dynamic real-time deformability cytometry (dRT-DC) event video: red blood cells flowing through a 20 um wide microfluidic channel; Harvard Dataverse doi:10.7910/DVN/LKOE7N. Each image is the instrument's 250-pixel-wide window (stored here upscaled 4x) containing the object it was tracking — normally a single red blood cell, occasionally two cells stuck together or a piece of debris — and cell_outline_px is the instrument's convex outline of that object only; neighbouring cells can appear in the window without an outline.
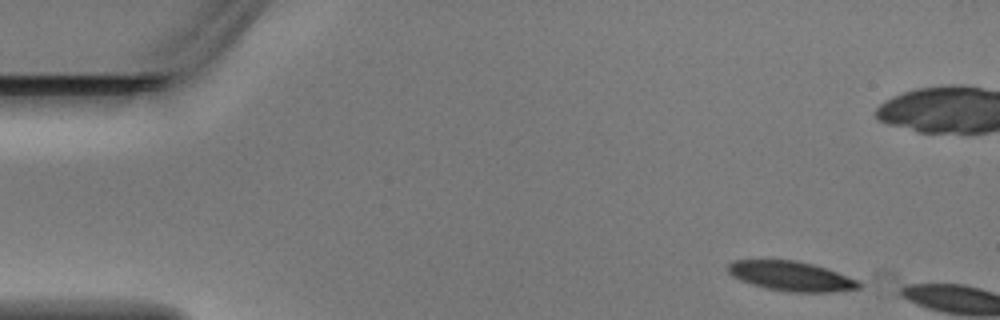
{"species": "Egyptian fruit bat (a non-hibernating species)", "species_latin": "Rousettus aegyptiacus", "temperature_condition": "warm", "stored_images_in_passage": 3, "camera_frame_rate_fps": 3000, "um_per_image_px": 0.085, "animal": {"sex": "male"}, "frame": {"image": 1, "passage_image": 1, "time_ms": 0.0, "image_size_px": [1000, 320], "cell_outline_px": [[864, 284], [860, 288], [832, 292], [788, 292], [768, 288], [752, 284], [740, 280], [732, 276], [728, 272], [728, 264], [732, 260], [796, 260], [812, 264], [860, 280]], "centroid_in_image_um": [67.27, 23.47], "position_along_channel_um": 17.7, "area_um2": 22.6}}